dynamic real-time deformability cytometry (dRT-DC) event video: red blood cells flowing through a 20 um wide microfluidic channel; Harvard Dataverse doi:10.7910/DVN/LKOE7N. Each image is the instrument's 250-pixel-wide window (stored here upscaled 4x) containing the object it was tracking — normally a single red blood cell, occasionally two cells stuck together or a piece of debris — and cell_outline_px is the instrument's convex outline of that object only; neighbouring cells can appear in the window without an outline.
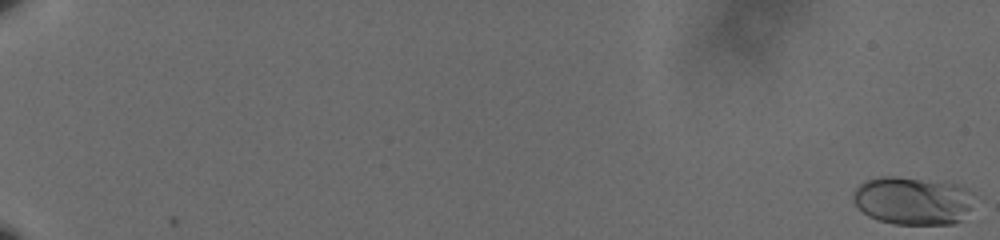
{"species": "human", "species_latin": "Homo sapiens", "temperature_condition": "cold", "stored_images_in_passage": 62, "camera_frame_rate_fps": 3000, "um_per_image_px": 0.085, "donor": {"sex": "male"}, "frame": {"image": 1, "passage_image": 1, "time_ms": 0.0, "image_size_px": [1000, 240], "cell_outline_px": [[976, 200], [960, 220], [952, 224], [896, 224], [880, 220], [868, 216], [852, 200], [852, 192], [864, 180], [880, 176], [892, 176], [956, 184], [972, 192], [976, 196]], "centroid_in_image_um": [77.58, 17.05], "position_along_channel_um": 7.4, "area_um2": 33.81}}
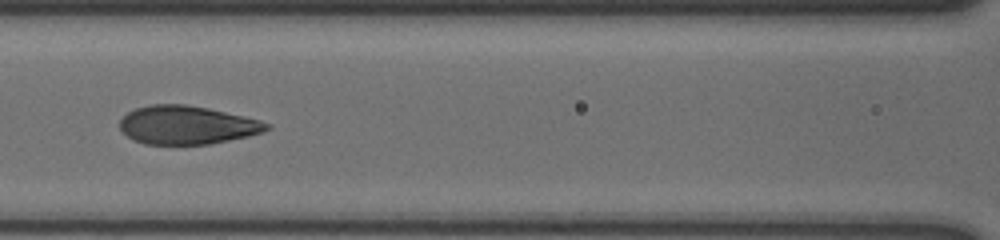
{"frame": {"image": 2, "passage_image": 33, "time_ms": 10.667, "image_size_px": [1000, 240], "cell_outline_px": [[272, 128], [248, 136], [208, 144], [144, 144], [132, 140], [120, 128], [120, 120], [128, 112], [136, 108], [152, 104], [184, 104], [208, 108], [244, 116], [260, 120], [272, 124]], "centroid_in_image_um": [15.9, 10.62], "position_along_channel_um": 150.7, "area_um2": 32.77}}
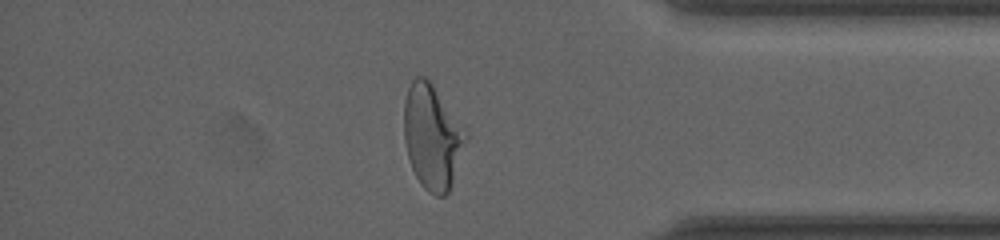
{"frame": {"image": 3, "passage_image": 55, "time_ms": 18.0, "image_size_px": [1000, 240], "cell_outline_px": [[468, 136], [452, 184], [448, 192], [444, 196], [436, 196], [428, 192], [420, 184], [412, 168], [408, 156], [404, 140], [404, 100], [408, 88], [412, 80], [416, 76], [424, 76], [432, 84], [468, 132]], "centroid_in_image_um": [36.74, 11.64], "position_along_channel_um": 398.5, "area_um2": 37.57}, "authors_computed_cell_mechanics": {"area_um2": 33.235, "velocity_mm_per_s": 3.5777, "shape_relaxation_time_tau1_ms": 5.3271, "shape_relaxation_time_tau2_ms": null, "deformation_change_tau1": 0.2062, "deformation_change_tau2": null}}